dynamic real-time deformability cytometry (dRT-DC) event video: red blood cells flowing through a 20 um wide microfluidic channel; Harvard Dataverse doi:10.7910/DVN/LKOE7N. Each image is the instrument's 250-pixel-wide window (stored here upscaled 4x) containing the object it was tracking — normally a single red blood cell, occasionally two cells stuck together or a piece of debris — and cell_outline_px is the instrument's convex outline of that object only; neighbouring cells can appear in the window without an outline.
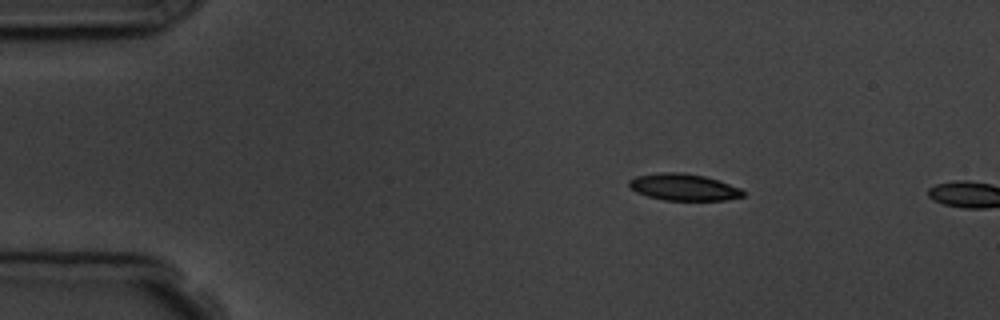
{"species": "common noctule bat (a hibernating species)", "species_latin": "Nyctalus noctula", "temperature_condition": "room temperature", "stored_images_in_passage": 3, "camera_frame_rate_fps": 3000, "um_per_image_px": 0.085, "animal": {"sex": "male", "body_mass_g": 19.5, "forearm_length_mm": 54.6}, "frame": {"image": 1, "passage_image": 2, "time_ms": 1.333, "image_size_px": [1000, 320], "cell_outline_px": [[744, 196], [724, 200], [664, 200], [648, 196], [636, 192], [628, 184], [628, 180], [636, 176], [660, 172], [676, 172], [704, 176], [740, 188], [744, 192]], "centroid_in_image_um": [58.07, 15.91], "position_along_channel_um": 26.9, "area_um2": 17.51}}